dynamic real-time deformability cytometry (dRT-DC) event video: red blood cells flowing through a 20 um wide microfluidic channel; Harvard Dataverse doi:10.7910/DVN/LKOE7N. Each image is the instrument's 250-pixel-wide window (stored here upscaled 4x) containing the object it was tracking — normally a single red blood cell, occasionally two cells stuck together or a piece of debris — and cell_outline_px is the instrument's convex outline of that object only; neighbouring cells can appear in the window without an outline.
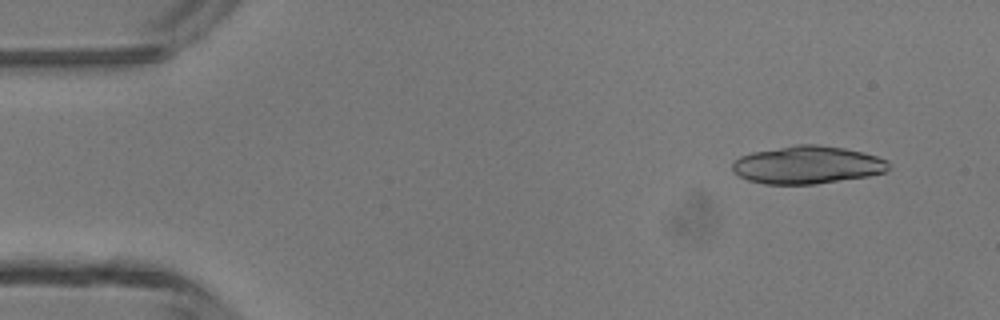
{"species": "common noctule bat (a hibernating species)", "species_latin": "Nyctalus noctula", "temperature_condition": "room temperature", "stored_images_in_passage": 5, "segment_of_instrument_passage": [2, 2], "camera_frame_rate_fps": 3000, "um_per_image_px": 0.085, "animal": {"sex": "male", "body_mass_g": 13.3}, "frame": {"image": 1, "passage_image": 5, "time_ms": 5.333, "image_size_px": [1000, 320], "cell_outline_px": [[888, 168], [884, 172], [868, 176], [816, 184], [764, 184], [748, 180], [740, 176], [732, 168], [732, 164], [740, 156], [752, 152], [796, 144], [820, 144], [844, 148], [864, 152], [888, 160]], "centroid_in_image_um": [68.63, 14.01], "position_along_channel_um": 16.4, "area_um2": 34.39}}